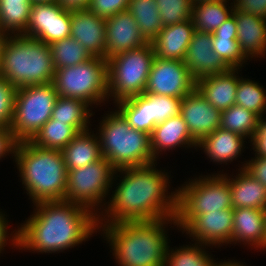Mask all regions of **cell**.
<instances>
[{"mask_svg": "<svg viewBox=\"0 0 266 266\" xmlns=\"http://www.w3.org/2000/svg\"><path fill=\"white\" fill-rule=\"evenodd\" d=\"M155 167L157 161L114 171L112 184L121 177L97 216L98 225L176 218L177 189L170 193L169 173Z\"/></svg>", "mask_w": 266, "mask_h": 266, "instance_id": "obj_1", "label": "cell"}, {"mask_svg": "<svg viewBox=\"0 0 266 266\" xmlns=\"http://www.w3.org/2000/svg\"><path fill=\"white\" fill-rule=\"evenodd\" d=\"M33 214L18 226V249L33 253H60L86 242L98 231L90 209L62 201L33 204Z\"/></svg>", "mask_w": 266, "mask_h": 266, "instance_id": "obj_2", "label": "cell"}, {"mask_svg": "<svg viewBox=\"0 0 266 266\" xmlns=\"http://www.w3.org/2000/svg\"><path fill=\"white\" fill-rule=\"evenodd\" d=\"M168 224L177 228L175 218L126 221L98 225V232L109 243L110 252L120 266H165ZM172 224L174 226H172ZM167 228V230H166Z\"/></svg>", "mask_w": 266, "mask_h": 266, "instance_id": "obj_3", "label": "cell"}, {"mask_svg": "<svg viewBox=\"0 0 266 266\" xmlns=\"http://www.w3.org/2000/svg\"><path fill=\"white\" fill-rule=\"evenodd\" d=\"M13 161L33 204L65 200L68 171L61 150L21 141L16 144Z\"/></svg>", "mask_w": 266, "mask_h": 266, "instance_id": "obj_4", "label": "cell"}, {"mask_svg": "<svg viewBox=\"0 0 266 266\" xmlns=\"http://www.w3.org/2000/svg\"><path fill=\"white\" fill-rule=\"evenodd\" d=\"M55 74L49 44L37 39L9 35L0 63V76L16 89L52 83Z\"/></svg>", "mask_w": 266, "mask_h": 266, "instance_id": "obj_5", "label": "cell"}, {"mask_svg": "<svg viewBox=\"0 0 266 266\" xmlns=\"http://www.w3.org/2000/svg\"><path fill=\"white\" fill-rule=\"evenodd\" d=\"M99 124L96 134L102 155L115 170L156 162L150 134L132 128L117 109L102 117Z\"/></svg>", "mask_w": 266, "mask_h": 266, "instance_id": "obj_6", "label": "cell"}, {"mask_svg": "<svg viewBox=\"0 0 266 266\" xmlns=\"http://www.w3.org/2000/svg\"><path fill=\"white\" fill-rule=\"evenodd\" d=\"M107 59L93 57L75 66L55 70L53 84L58 96L80 99L92 105L108 100Z\"/></svg>", "mask_w": 266, "mask_h": 266, "instance_id": "obj_7", "label": "cell"}, {"mask_svg": "<svg viewBox=\"0 0 266 266\" xmlns=\"http://www.w3.org/2000/svg\"><path fill=\"white\" fill-rule=\"evenodd\" d=\"M155 57L149 42L107 59L108 100L117 101L144 93Z\"/></svg>", "mask_w": 266, "mask_h": 266, "instance_id": "obj_8", "label": "cell"}, {"mask_svg": "<svg viewBox=\"0 0 266 266\" xmlns=\"http://www.w3.org/2000/svg\"><path fill=\"white\" fill-rule=\"evenodd\" d=\"M57 97L58 93L53 83L16 90L10 130L17 142L30 140L52 117Z\"/></svg>", "mask_w": 266, "mask_h": 266, "instance_id": "obj_9", "label": "cell"}, {"mask_svg": "<svg viewBox=\"0 0 266 266\" xmlns=\"http://www.w3.org/2000/svg\"><path fill=\"white\" fill-rule=\"evenodd\" d=\"M114 171L104 157L84 167L68 170L65 201L82 205L98 216L106 206L110 189L115 186L112 185Z\"/></svg>", "mask_w": 266, "mask_h": 266, "instance_id": "obj_10", "label": "cell"}, {"mask_svg": "<svg viewBox=\"0 0 266 266\" xmlns=\"http://www.w3.org/2000/svg\"><path fill=\"white\" fill-rule=\"evenodd\" d=\"M184 183L177 189L176 214H204L233 208L229 182L221 173L200 175Z\"/></svg>", "mask_w": 266, "mask_h": 266, "instance_id": "obj_11", "label": "cell"}, {"mask_svg": "<svg viewBox=\"0 0 266 266\" xmlns=\"http://www.w3.org/2000/svg\"><path fill=\"white\" fill-rule=\"evenodd\" d=\"M182 99L143 93L114 105L132 128L151 135L158 123L180 114Z\"/></svg>", "mask_w": 266, "mask_h": 266, "instance_id": "obj_12", "label": "cell"}, {"mask_svg": "<svg viewBox=\"0 0 266 266\" xmlns=\"http://www.w3.org/2000/svg\"><path fill=\"white\" fill-rule=\"evenodd\" d=\"M177 229L193 242L222 247L232 244L233 208L204 214H176Z\"/></svg>", "mask_w": 266, "mask_h": 266, "instance_id": "obj_13", "label": "cell"}, {"mask_svg": "<svg viewBox=\"0 0 266 266\" xmlns=\"http://www.w3.org/2000/svg\"><path fill=\"white\" fill-rule=\"evenodd\" d=\"M195 87L196 80L183 60L154 57L144 93L184 98Z\"/></svg>", "mask_w": 266, "mask_h": 266, "instance_id": "obj_14", "label": "cell"}, {"mask_svg": "<svg viewBox=\"0 0 266 266\" xmlns=\"http://www.w3.org/2000/svg\"><path fill=\"white\" fill-rule=\"evenodd\" d=\"M71 10L59 3H34L30 10L29 21L22 34L52 44L70 37Z\"/></svg>", "mask_w": 266, "mask_h": 266, "instance_id": "obj_15", "label": "cell"}, {"mask_svg": "<svg viewBox=\"0 0 266 266\" xmlns=\"http://www.w3.org/2000/svg\"><path fill=\"white\" fill-rule=\"evenodd\" d=\"M180 114L197 143L221 125V111L213 107L196 88L182 99Z\"/></svg>", "mask_w": 266, "mask_h": 266, "instance_id": "obj_16", "label": "cell"}, {"mask_svg": "<svg viewBox=\"0 0 266 266\" xmlns=\"http://www.w3.org/2000/svg\"><path fill=\"white\" fill-rule=\"evenodd\" d=\"M105 59L129 50L138 49L149 42L140 33L135 18L126 10L105 19Z\"/></svg>", "mask_w": 266, "mask_h": 266, "instance_id": "obj_17", "label": "cell"}, {"mask_svg": "<svg viewBox=\"0 0 266 266\" xmlns=\"http://www.w3.org/2000/svg\"><path fill=\"white\" fill-rule=\"evenodd\" d=\"M212 45V33L195 30L183 60L195 80L231 69L213 51Z\"/></svg>", "mask_w": 266, "mask_h": 266, "instance_id": "obj_18", "label": "cell"}, {"mask_svg": "<svg viewBox=\"0 0 266 266\" xmlns=\"http://www.w3.org/2000/svg\"><path fill=\"white\" fill-rule=\"evenodd\" d=\"M70 37L81 43L94 57L105 58L106 22L86 9L71 10Z\"/></svg>", "mask_w": 266, "mask_h": 266, "instance_id": "obj_19", "label": "cell"}, {"mask_svg": "<svg viewBox=\"0 0 266 266\" xmlns=\"http://www.w3.org/2000/svg\"><path fill=\"white\" fill-rule=\"evenodd\" d=\"M266 250V214L256 208L233 209L232 244Z\"/></svg>", "mask_w": 266, "mask_h": 266, "instance_id": "obj_20", "label": "cell"}, {"mask_svg": "<svg viewBox=\"0 0 266 266\" xmlns=\"http://www.w3.org/2000/svg\"><path fill=\"white\" fill-rule=\"evenodd\" d=\"M241 69H230L221 74H212L196 80V89L216 109L223 111L235 104L236 90Z\"/></svg>", "mask_w": 266, "mask_h": 266, "instance_id": "obj_21", "label": "cell"}, {"mask_svg": "<svg viewBox=\"0 0 266 266\" xmlns=\"http://www.w3.org/2000/svg\"><path fill=\"white\" fill-rule=\"evenodd\" d=\"M194 32L192 19L164 26L150 42L155 57L165 60H184Z\"/></svg>", "mask_w": 266, "mask_h": 266, "instance_id": "obj_22", "label": "cell"}, {"mask_svg": "<svg viewBox=\"0 0 266 266\" xmlns=\"http://www.w3.org/2000/svg\"><path fill=\"white\" fill-rule=\"evenodd\" d=\"M151 150L154 159L157 161L159 155L164 151L186 147L197 149L198 143L191 137L187 125L181 114L158 123L151 135ZM161 152V153H160Z\"/></svg>", "mask_w": 266, "mask_h": 266, "instance_id": "obj_23", "label": "cell"}, {"mask_svg": "<svg viewBox=\"0 0 266 266\" xmlns=\"http://www.w3.org/2000/svg\"><path fill=\"white\" fill-rule=\"evenodd\" d=\"M237 23V41L243 55L249 59L266 55V20L255 14L233 10Z\"/></svg>", "mask_w": 266, "mask_h": 266, "instance_id": "obj_24", "label": "cell"}, {"mask_svg": "<svg viewBox=\"0 0 266 266\" xmlns=\"http://www.w3.org/2000/svg\"><path fill=\"white\" fill-rule=\"evenodd\" d=\"M221 174L228 180L231 188V199L233 209L235 208H266V188L244 168L238 169V175ZM232 177V178H231ZM235 177V178H234Z\"/></svg>", "mask_w": 266, "mask_h": 266, "instance_id": "obj_25", "label": "cell"}, {"mask_svg": "<svg viewBox=\"0 0 266 266\" xmlns=\"http://www.w3.org/2000/svg\"><path fill=\"white\" fill-rule=\"evenodd\" d=\"M245 139L240 134L220 127L210 135L204 137L198 143L197 148H201L200 150L203 149L207 158L213 163H226L227 165L241 156V152L246 148L244 147Z\"/></svg>", "mask_w": 266, "mask_h": 266, "instance_id": "obj_26", "label": "cell"}, {"mask_svg": "<svg viewBox=\"0 0 266 266\" xmlns=\"http://www.w3.org/2000/svg\"><path fill=\"white\" fill-rule=\"evenodd\" d=\"M61 152L67 171L84 167L103 158L99 137L92 129L79 132Z\"/></svg>", "mask_w": 266, "mask_h": 266, "instance_id": "obj_27", "label": "cell"}, {"mask_svg": "<svg viewBox=\"0 0 266 266\" xmlns=\"http://www.w3.org/2000/svg\"><path fill=\"white\" fill-rule=\"evenodd\" d=\"M201 2L193 4L191 19L195 30L213 33L219 26L233 15V2ZM228 7V8H227Z\"/></svg>", "mask_w": 266, "mask_h": 266, "instance_id": "obj_28", "label": "cell"}, {"mask_svg": "<svg viewBox=\"0 0 266 266\" xmlns=\"http://www.w3.org/2000/svg\"><path fill=\"white\" fill-rule=\"evenodd\" d=\"M89 107L91 106L83 100L58 96L52 118L71 125L78 133L87 131L91 129L89 128L90 117L95 114Z\"/></svg>", "mask_w": 266, "mask_h": 266, "instance_id": "obj_29", "label": "cell"}, {"mask_svg": "<svg viewBox=\"0 0 266 266\" xmlns=\"http://www.w3.org/2000/svg\"><path fill=\"white\" fill-rule=\"evenodd\" d=\"M127 11L135 18L140 33L148 42L164 27L156 0H130Z\"/></svg>", "mask_w": 266, "mask_h": 266, "instance_id": "obj_30", "label": "cell"}, {"mask_svg": "<svg viewBox=\"0 0 266 266\" xmlns=\"http://www.w3.org/2000/svg\"><path fill=\"white\" fill-rule=\"evenodd\" d=\"M31 8V0H0V29L9 35L23 34Z\"/></svg>", "mask_w": 266, "mask_h": 266, "instance_id": "obj_31", "label": "cell"}, {"mask_svg": "<svg viewBox=\"0 0 266 266\" xmlns=\"http://www.w3.org/2000/svg\"><path fill=\"white\" fill-rule=\"evenodd\" d=\"M77 134L71 125L51 117L29 141L42 148L62 150Z\"/></svg>", "mask_w": 266, "mask_h": 266, "instance_id": "obj_32", "label": "cell"}, {"mask_svg": "<svg viewBox=\"0 0 266 266\" xmlns=\"http://www.w3.org/2000/svg\"><path fill=\"white\" fill-rule=\"evenodd\" d=\"M259 116L242 106L234 104L221 111L220 127L240 134L251 142L258 129Z\"/></svg>", "mask_w": 266, "mask_h": 266, "instance_id": "obj_33", "label": "cell"}, {"mask_svg": "<svg viewBox=\"0 0 266 266\" xmlns=\"http://www.w3.org/2000/svg\"><path fill=\"white\" fill-rule=\"evenodd\" d=\"M208 247L194 242L192 245L175 247L174 250L168 244L165 266H212L216 260L206 251Z\"/></svg>", "mask_w": 266, "mask_h": 266, "instance_id": "obj_34", "label": "cell"}, {"mask_svg": "<svg viewBox=\"0 0 266 266\" xmlns=\"http://www.w3.org/2000/svg\"><path fill=\"white\" fill-rule=\"evenodd\" d=\"M49 47L55 70L75 66L94 57L81 43L72 37L55 41L49 44Z\"/></svg>", "mask_w": 266, "mask_h": 266, "instance_id": "obj_35", "label": "cell"}, {"mask_svg": "<svg viewBox=\"0 0 266 266\" xmlns=\"http://www.w3.org/2000/svg\"><path fill=\"white\" fill-rule=\"evenodd\" d=\"M255 80L241 77L236 90L235 104L248 109L260 118L266 114V90Z\"/></svg>", "mask_w": 266, "mask_h": 266, "instance_id": "obj_36", "label": "cell"}, {"mask_svg": "<svg viewBox=\"0 0 266 266\" xmlns=\"http://www.w3.org/2000/svg\"><path fill=\"white\" fill-rule=\"evenodd\" d=\"M213 51L231 68L240 69L248 62L243 55L237 37L212 36Z\"/></svg>", "mask_w": 266, "mask_h": 266, "instance_id": "obj_37", "label": "cell"}, {"mask_svg": "<svg viewBox=\"0 0 266 266\" xmlns=\"http://www.w3.org/2000/svg\"><path fill=\"white\" fill-rule=\"evenodd\" d=\"M164 26L191 19L192 0H156Z\"/></svg>", "mask_w": 266, "mask_h": 266, "instance_id": "obj_38", "label": "cell"}, {"mask_svg": "<svg viewBox=\"0 0 266 266\" xmlns=\"http://www.w3.org/2000/svg\"><path fill=\"white\" fill-rule=\"evenodd\" d=\"M16 87L0 76V127L10 128L16 95Z\"/></svg>", "mask_w": 266, "mask_h": 266, "instance_id": "obj_39", "label": "cell"}, {"mask_svg": "<svg viewBox=\"0 0 266 266\" xmlns=\"http://www.w3.org/2000/svg\"><path fill=\"white\" fill-rule=\"evenodd\" d=\"M130 0H91L88 9L96 15L108 18L126 11Z\"/></svg>", "mask_w": 266, "mask_h": 266, "instance_id": "obj_40", "label": "cell"}, {"mask_svg": "<svg viewBox=\"0 0 266 266\" xmlns=\"http://www.w3.org/2000/svg\"><path fill=\"white\" fill-rule=\"evenodd\" d=\"M236 11L255 14L266 20V0H232Z\"/></svg>", "mask_w": 266, "mask_h": 266, "instance_id": "obj_41", "label": "cell"}, {"mask_svg": "<svg viewBox=\"0 0 266 266\" xmlns=\"http://www.w3.org/2000/svg\"><path fill=\"white\" fill-rule=\"evenodd\" d=\"M240 168H244L256 180L260 181L266 188V157L255 155L251 160L244 161Z\"/></svg>", "mask_w": 266, "mask_h": 266, "instance_id": "obj_42", "label": "cell"}, {"mask_svg": "<svg viewBox=\"0 0 266 266\" xmlns=\"http://www.w3.org/2000/svg\"><path fill=\"white\" fill-rule=\"evenodd\" d=\"M5 216L7 217L0 209V254L4 251V247L7 246V241H9V243L11 241L10 244H12L14 248H18V229H14L10 234L8 232V225H10L8 224L9 220Z\"/></svg>", "mask_w": 266, "mask_h": 266, "instance_id": "obj_43", "label": "cell"}, {"mask_svg": "<svg viewBox=\"0 0 266 266\" xmlns=\"http://www.w3.org/2000/svg\"><path fill=\"white\" fill-rule=\"evenodd\" d=\"M254 155L266 157V116L259 118L258 129L251 142Z\"/></svg>", "mask_w": 266, "mask_h": 266, "instance_id": "obj_44", "label": "cell"}, {"mask_svg": "<svg viewBox=\"0 0 266 266\" xmlns=\"http://www.w3.org/2000/svg\"><path fill=\"white\" fill-rule=\"evenodd\" d=\"M17 141L12 135V131L8 127H0V160L9 154L14 156Z\"/></svg>", "mask_w": 266, "mask_h": 266, "instance_id": "obj_45", "label": "cell"}, {"mask_svg": "<svg viewBox=\"0 0 266 266\" xmlns=\"http://www.w3.org/2000/svg\"><path fill=\"white\" fill-rule=\"evenodd\" d=\"M212 36H230L237 37V23L236 18L232 15L224 23H222L219 28H217Z\"/></svg>", "mask_w": 266, "mask_h": 266, "instance_id": "obj_46", "label": "cell"}, {"mask_svg": "<svg viewBox=\"0 0 266 266\" xmlns=\"http://www.w3.org/2000/svg\"><path fill=\"white\" fill-rule=\"evenodd\" d=\"M91 0H58L61 6L68 10H78L88 8Z\"/></svg>", "mask_w": 266, "mask_h": 266, "instance_id": "obj_47", "label": "cell"}, {"mask_svg": "<svg viewBox=\"0 0 266 266\" xmlns=\"http://www.w3.org/2000/svg\"><path fill=\"white\" fill-rule=\"evenodd\" d=\"M227 260H229V261H226V260H224V262L215 261L212 266H247V265H244L243 262L241 263L240 261H237V260L236 261L235 260H230V259H227Z\"/></svg>", "mask_w": 266, "mask_h": 266, "instance_id": "obj_48", "label": "cell"}, {"mask_svg": "<svg viewBox=\"0 0 266 266\" xmlns=\"http://www.w3.org/2000/svg\"><path fill=\"white\" fill-rule=\"evenodd\" d=\"M8 36H9L8 33L0 29V63H1V58L3 55L4 45H5L6 40L8 39Z\"/></svg>", "mask_w": 266, "mask_h": 266, "instance_id": "obj_49", "label": "cell"}, {"mask_svg": "<svg viewBox=\"0 0 266 266\" xmlns=\"http://www.w3.org/2000/svg\"><path fill=\"white\" fill-rule=\"evenodd\" d=\"M32 4L34 3H54L57 2L58 0H31Z\"/></svg>", "mask_w": 266, "mask_h": 266, "instance_id": "obj_50", "label": "cell"}, {"mask_svg": "<svg viewBox=\"0 0 266 266\" xmlns=\"http://www.w3.org/2000/svg\"><path fill=\"white\" fill-rule=\"evenodd\" d=\"M219 1H222V0H192V3L199 4L201 2H219Z\"/></svg>", "mask_w": 266, "mask_h": 266, "instance_id": "obj_51", "label": "cell"}]
</instances>
